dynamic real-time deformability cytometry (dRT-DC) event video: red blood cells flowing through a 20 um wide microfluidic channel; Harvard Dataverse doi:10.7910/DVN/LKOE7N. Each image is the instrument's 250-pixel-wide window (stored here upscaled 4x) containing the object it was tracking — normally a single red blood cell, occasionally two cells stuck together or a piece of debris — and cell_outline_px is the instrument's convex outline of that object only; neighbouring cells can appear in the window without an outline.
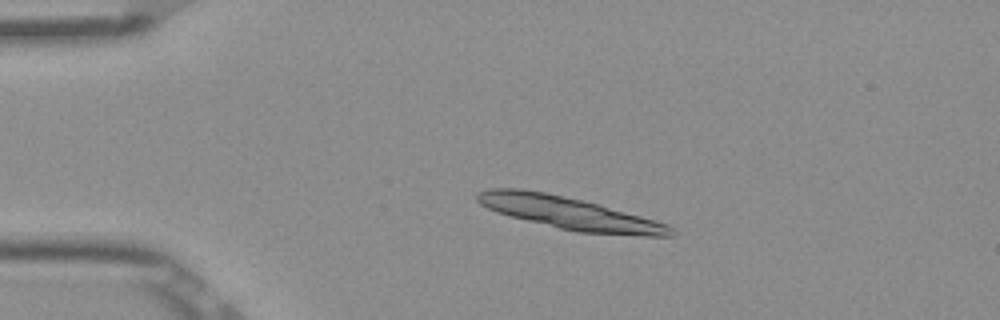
{"species": "Egyptian fruit bat (a non-hibernating species)", "species_latin": "Rousettus aegyptiacus", "temperature_condition": "room temperature", "stored_images_in_passage": 51, "segment_of_instrument_passage": [1, 2], "camera_frame_rate_fps": 3000, "um_per_image_px": 0.085, "frame": {"image": 1, "passage_image": 11, "time_ms": 3.333, "image_size_px": [1000, 320], "cell_outline_px": [[676, 232], [672, 236], [640, 236], [580, 232], [560, 228], [508, 216], [496, 212], [480, 204], [476, 200], [476, 192], [488, 188], [520, 188], [544, 192], [580, 200], [596, 204], [656, 220], [668, 224]], "centroid_in_image_um": [48.37, 18.11], "position_along_channel_um": 36.6, "area_um2": 36.3}}